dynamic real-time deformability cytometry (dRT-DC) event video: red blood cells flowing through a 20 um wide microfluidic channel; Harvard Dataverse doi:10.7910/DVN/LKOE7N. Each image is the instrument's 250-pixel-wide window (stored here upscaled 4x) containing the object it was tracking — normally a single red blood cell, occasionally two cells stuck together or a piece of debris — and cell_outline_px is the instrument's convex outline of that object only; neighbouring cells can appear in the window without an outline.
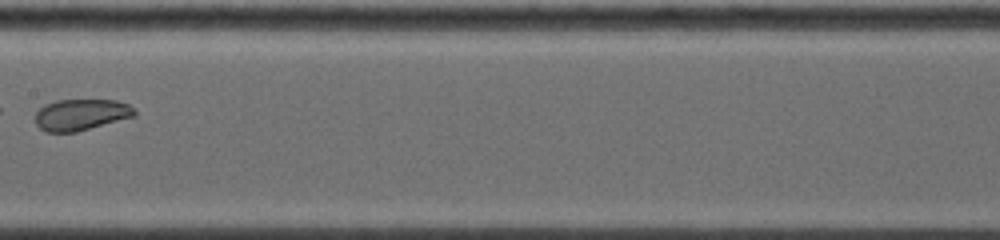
{"species": "common noctule bat (a hibernating species)", "species_latin": "Nyctalus noctula", "temperature_condition": "warm", "stored_images_in_passage": 31, "camera_frame_rate_fps": 5000, "um_per_image_px": 0.085, "animal": {"sex": "female", "body_mass_g": 19.0, "forearm_length_mm": 53.3}, "frame": {"image": 1, "passage_image": 10, "time_ms": 4.0, "image_size_px": [1000, 240], "cell_outline_px": [[136, 116], [76, 132], [44, 132], [36, 124], [36, 112], [44, 104], [56, 100], [116, 100], [128, 104], [136, 108]], "centroid_in_image_um": [6.9, 9.74], "position_along_channel_um": 200.5, "area_um2": 18.26}}